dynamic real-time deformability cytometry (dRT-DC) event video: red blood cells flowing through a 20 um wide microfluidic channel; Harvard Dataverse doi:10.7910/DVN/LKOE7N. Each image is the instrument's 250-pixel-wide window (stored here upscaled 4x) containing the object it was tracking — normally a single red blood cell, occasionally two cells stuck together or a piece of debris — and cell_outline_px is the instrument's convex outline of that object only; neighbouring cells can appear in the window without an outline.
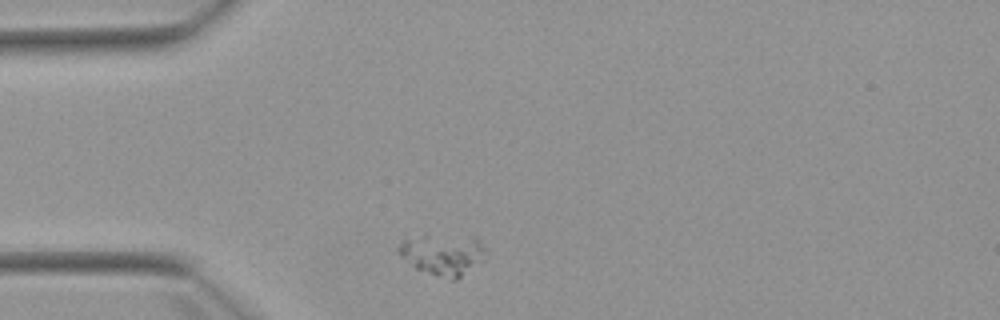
{"species": "Egyptian fruit bat (a non-hibernating species)", "species_latin": "Rousettus aegyptiacus", "temperature_condition": "warm", "stored_images_in_passage": 1, "camera_frame_rate_fps": 3000, "um_per_image_px": 0.085, "animal": {"sex": "female"}, "frame": {"image": 1, "passage_image": 1, "time_ms": 0.0, "image_size_px": [1000, 320], "cell_outline_px": [[488, 252], [484, 260], [456, 280], [452, 280], [416, 268], [396, 248], [404, 236], [476, 236], [484, 244]], "centroid_in_image_um": [37.71, 21.59], "position_along_channel_um": 47.3, "area_um2": 20.87}}